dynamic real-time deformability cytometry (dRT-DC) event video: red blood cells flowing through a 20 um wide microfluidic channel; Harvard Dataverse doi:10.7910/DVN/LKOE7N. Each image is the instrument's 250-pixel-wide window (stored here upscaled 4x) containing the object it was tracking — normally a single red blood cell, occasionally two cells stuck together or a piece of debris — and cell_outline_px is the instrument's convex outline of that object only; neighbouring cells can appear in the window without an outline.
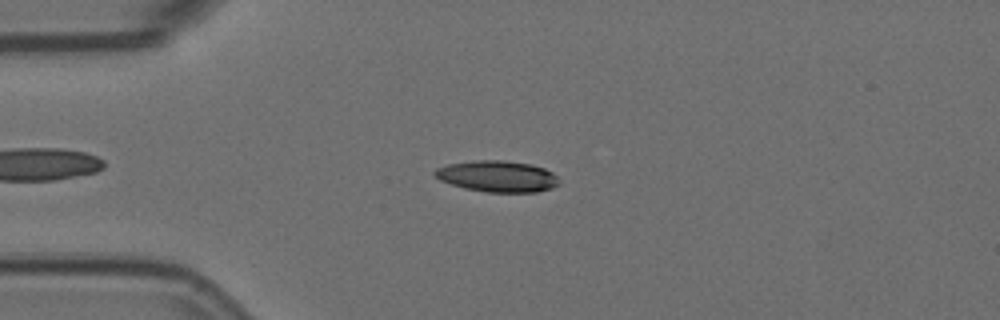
{"species": "Egyptian fruit bat (a non-hibernating species)", "species_latin": "Rousettus aegyptiacus", "temperature_condition": "room temperature", "stored_images_in_passage": 4, "camera_frame_rate_fps": 3000, "um_per_image_px": 0.085, "animal": {"sex": "female"}, "frame": {"image": 1, "passage_image": 3, "time_ms": 0.667, "image_size_px": [1000, 320], "cell_outline_px": [[560, 184], [552, 188], [536, 192], [488, 192], [464, 188], [440, 180], [432, 172], [436, 168], [448, 164], [472, 160], [504, 160], [532, 164], [544, 168], [552, 172], [556, 176]], "centroid_in_image_um": [42.28, 14.98], "position_along_channel_um": 42.7, "area_um2": 22.72}}